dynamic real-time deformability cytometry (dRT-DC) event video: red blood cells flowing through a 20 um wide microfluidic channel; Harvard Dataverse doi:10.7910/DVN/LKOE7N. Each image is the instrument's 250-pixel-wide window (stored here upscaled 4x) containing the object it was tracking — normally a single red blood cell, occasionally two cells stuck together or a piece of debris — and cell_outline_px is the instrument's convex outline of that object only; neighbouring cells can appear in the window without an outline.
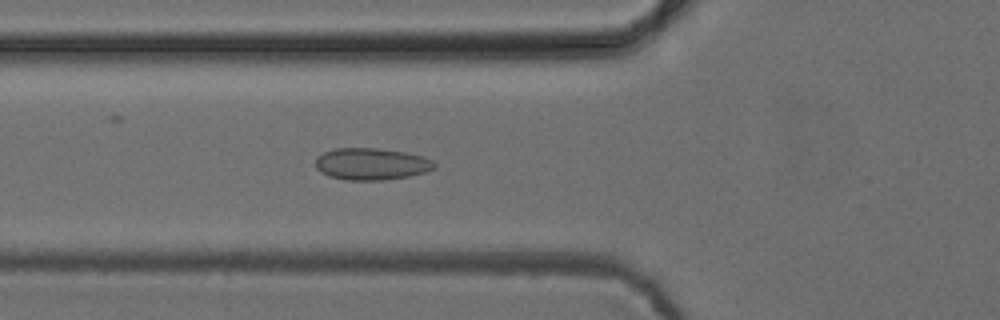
{"species": "common noctule bat (a hibernating species)", "species_latin": "Nyctalus noctula", "temperature_condition": "cold", "stored_images_in_passage": 52, "camera_frame_rate_fps": 3000, "um_per_image_px": 0.085, "animal": {"sex": "female", "body_mass_g": 24.6, "forearm_length_mm": 56.2}, "frame": {"image": 1, "passage_image": 19, "time_ms": 6.0, "image_size_px": [1000, 320], "cell_outline_px": [[436, 168], [428, 172], [408, 176], [384, 180], [344, 180], [328, 176], [320, 172], [316, 168], [316, 156], [332, 148], [380, 148], [404, 152], [424, 156], [432, 160], [436, 164]], "centroid_in_image_um": [31.57, 13.94], "position_along_channel_um": 94.2, "area_um2": 22.43}}
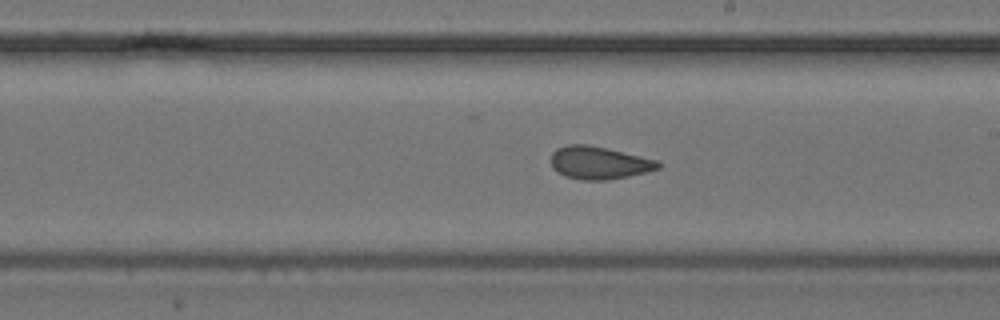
{"frame": {"image": 2, "passage_image": 30, "time_ms": 9.667, "image_size_px": [1000, 320], "cell_outline_px": [[660, 168], [648, 172], [608, 180], [580, 180], [564, 176], [556, 172], [552, 168], [552, 152], [556, 148], [568, 144], [588, 144], [608, 148], [656, 160], [660, 164]], "centroid_in_image_um": [50.89, 13.84], "position_along_channel_um": 238.1, "area_um2": 20.58}}
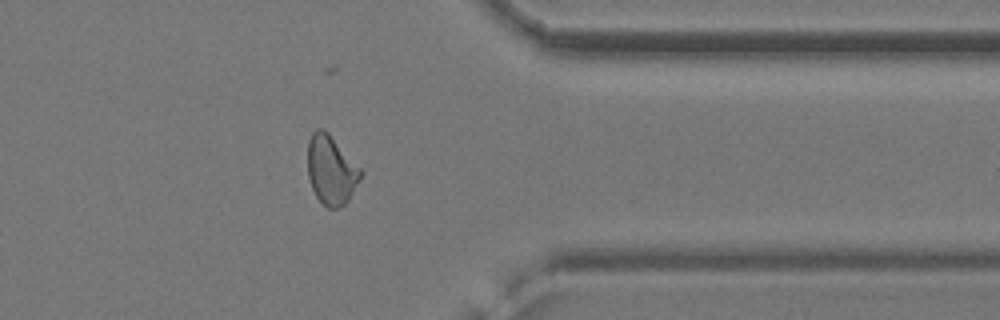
{"frame": {"image": 3, "passage_image": 42, "time_ms": 13.667, "image_size_px": [1000, 320], "cell_outline_px": [[364, 172], [360, 180], [348, 200], [344, 204], [336, 208], [328, 208], [316, 196], [312, 188], [308, 176], [308, 140], [312, 132], [316, 128], [324, 128], [328, 132]], "centroid_in_image_um": [28.15, 14.43], "position_along_channel_um": 383.3, "area_um2": 21.27}, "authors_computed_cell_mechanics": {"area_um2": 21.4727, "velocity_mm_per_s": 3.917, "shape_relaxation_time_tau1_ms": null, "shape_relaxation_time_tau2_ms": 2.1584, "deformation_change_tau1": null, "deformation_change_tau2": 0.0572}}